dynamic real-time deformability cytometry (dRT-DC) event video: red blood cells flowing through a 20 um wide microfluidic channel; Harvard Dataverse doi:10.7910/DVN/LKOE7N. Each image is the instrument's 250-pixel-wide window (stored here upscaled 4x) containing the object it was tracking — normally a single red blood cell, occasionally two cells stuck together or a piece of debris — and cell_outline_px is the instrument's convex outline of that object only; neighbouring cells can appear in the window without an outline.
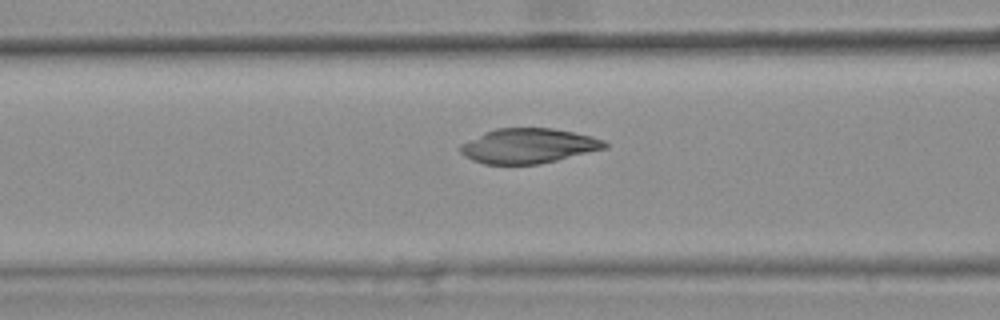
{"species": "common noctule bat (a hibernating species)", "species_latin": "Nyctalus noctula", "temperature_condition": "warm", "stored_images_in_passage": 47, "camera_frame_rate_fps": 3000, "um_per_image_px": 0.085, "animal": {"sex": "female", "body_mass_g": 25.1}, "frame": {"image": 1, "passage_image": 21, "time_ms": 6.667, "image_size_px": [1000, 320], "cell_outline_px": [[608, 148], [540, 164], [484, 164], [472, 160], [464, 156], [460, 152], [460, 144], [484, 132], [496, 128], [552, 128], [592, 136], [604, 140], [608, 144]], "centroid_in_image_um": [44.91, 12.4], "position_along_channel_um": 121.7, "area_um2": 29.42}}